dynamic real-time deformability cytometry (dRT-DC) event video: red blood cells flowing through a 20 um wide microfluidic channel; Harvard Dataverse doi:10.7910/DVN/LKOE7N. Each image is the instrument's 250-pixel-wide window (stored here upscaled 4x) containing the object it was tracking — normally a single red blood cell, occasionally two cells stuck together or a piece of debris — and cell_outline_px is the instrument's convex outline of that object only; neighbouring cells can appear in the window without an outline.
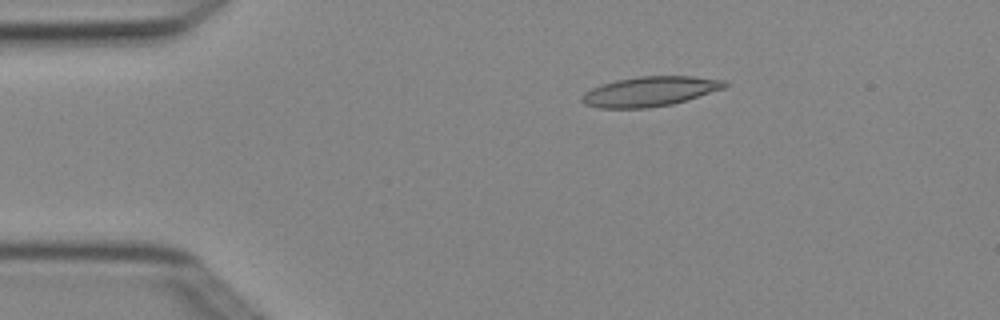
{"species": "Egyptian fruit bat (a non-hibernating species)", "species_latin": "Rousettus aegyptiacus", "temperature_condition": "cold", "stored_images_in_passage": 5, "segment_of_instrument_passage": [1, 2], "camera_frame_rate_fps": 3000, "um_per_image_px": 0.085, "animal": {"sex": "female"}, "frame": {"image": 1, "passage_image": 3, "time_ms": 0.667, "image_size_px": [1000, 320], "cell_outline_px": [[728, 84], [724, 88], [672, 104], [648, 108], [600, 108], [584, 104], [580, 100], [580, 96], [584, 92], [600, 84], [616, 80], [640, 76], [692, 76], [724, 80]], "centroid_in_image_um": [55.18, 7.77], "position_along_channel_um": 29.8, "area_um2": 24.74}}